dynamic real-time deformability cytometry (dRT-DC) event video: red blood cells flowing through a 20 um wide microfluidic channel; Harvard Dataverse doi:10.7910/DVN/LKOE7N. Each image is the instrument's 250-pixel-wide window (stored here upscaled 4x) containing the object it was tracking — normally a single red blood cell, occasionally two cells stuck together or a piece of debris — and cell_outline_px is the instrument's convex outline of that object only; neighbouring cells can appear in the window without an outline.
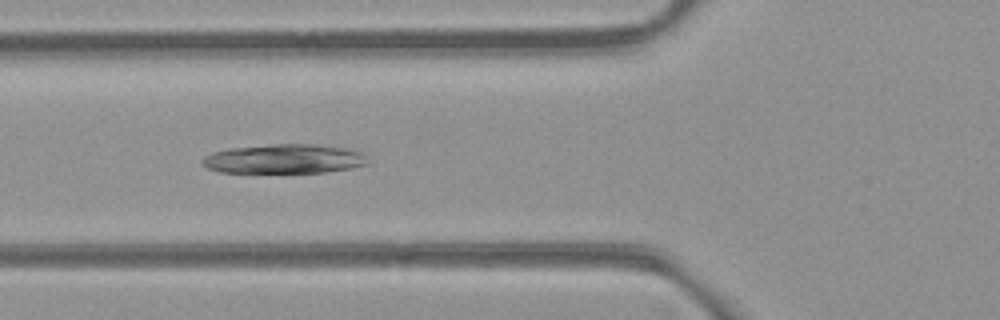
{"species": "common noctule bat (a hibernating species)", "species_latin": "Nyctalus noctula", "temperature_condition": "room temperature", "stored_images_in_passage": 6, "camera_frame_rate_fps": 3000, "um_per_image_px": 0.085, "animal": {"sex": "female", "body_mass_g": 21.9}, "frame": {"image": 1, "passage_image": 4, "time_ms": 4.333, "image_size_px": [1000, 320], "cell_outline_px": [[368, 164], [348, 168], [324, 172], [220, 172], [208, 168], [200, 160], [204, 156], [212, 152], [232, 148], [272, 144], [312, 144], [344, 148], [360, 152], [364, 156]], "centroid_in_image_um": [24.1, 13.5], "position_along_channel_um": 101.7, "area_um2": 27.8}}
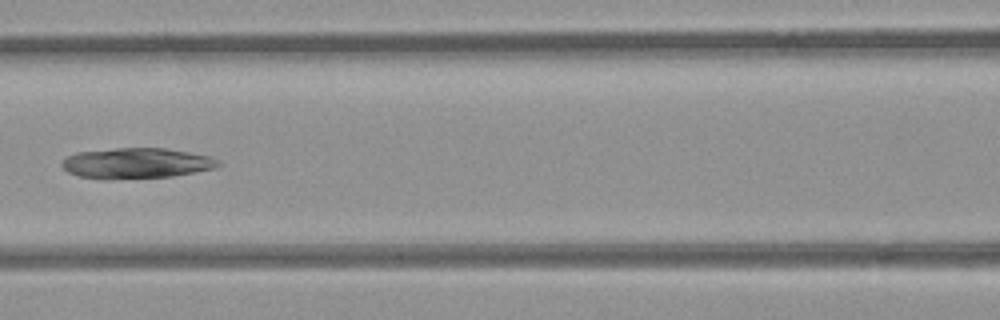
{"frame": {"image": 2, "passage_image": 5, "time_ms": 5.667, "image_size_px": [1000, 320], "cell_outline_px": [[220, 164], [216, 168], [172, 176], [112, 180], [104, 180], [80, 176], [68, 172], [60, 164], [68, 156], [76, 152], [116, 148], [164, 148], [188, 152], [208, 156], [216, 160]], "centroid_in_image_um": [11.55, 13.88], "position_along_channel_um": 155.1, "area_um2": 27.8}}
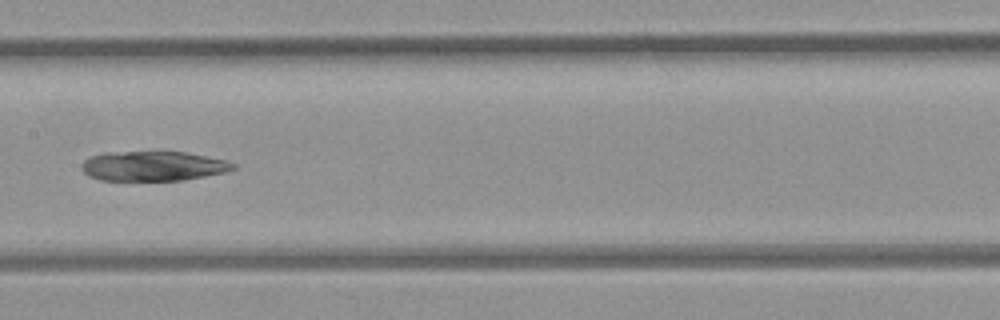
{"frame": {"image": 3, "passage_image": 6, "time_ms": 6.667, "image_size_px": [1000, 320], "cell_outline_px": [[236, 168], [224, 172], [184, 180], [100, 180], [88, 176], [80, 168], [80, 164], [84, 160], [92, 156], [104, 152], [184, 152], [228, 160], [236, 164]], "centroid_in_image_um": [13.0, 14.11], "position_along_channel_um": 194.4, "area_um2": 26.24}}